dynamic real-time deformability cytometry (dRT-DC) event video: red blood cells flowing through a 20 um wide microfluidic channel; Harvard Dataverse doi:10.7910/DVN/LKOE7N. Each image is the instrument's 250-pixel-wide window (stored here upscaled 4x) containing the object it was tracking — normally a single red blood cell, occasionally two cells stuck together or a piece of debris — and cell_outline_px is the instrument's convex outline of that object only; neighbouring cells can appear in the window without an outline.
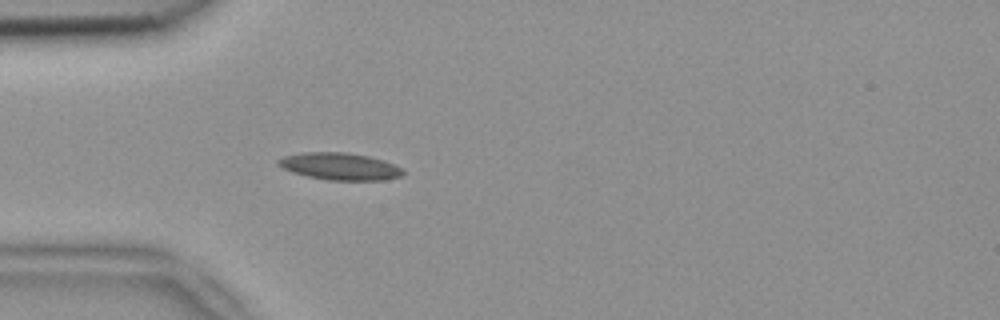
{"species": "common noctule bat (a hibernating species)", "species_latin": "Nyctalus noctula", "temperature_condition": "room temperature", "stored_images_in_passage": 3, "camera_frame_rate_fps": 3000, "um_per_image_px": 0.085, "animal": {"sex": "female", "body_mass_g": 18.4}, "frame": {"image": 1, "passage_image": 3, "time_ms": 0.667, "image_size_px": [1000, 320], "cell_outline_px": [[404, 172], [400, 176], [384, 180], [328, 180], [308, 176], [292, 172], [276, 164], [276, 160], [284, 156], [304, 152], [344, 152], [368, 156], [384, 160], [404, 168]], "centroid_in_image_um": [28.89, 14.14], "position_along_channel_um": 56.1, "area_um2": 19.71}}